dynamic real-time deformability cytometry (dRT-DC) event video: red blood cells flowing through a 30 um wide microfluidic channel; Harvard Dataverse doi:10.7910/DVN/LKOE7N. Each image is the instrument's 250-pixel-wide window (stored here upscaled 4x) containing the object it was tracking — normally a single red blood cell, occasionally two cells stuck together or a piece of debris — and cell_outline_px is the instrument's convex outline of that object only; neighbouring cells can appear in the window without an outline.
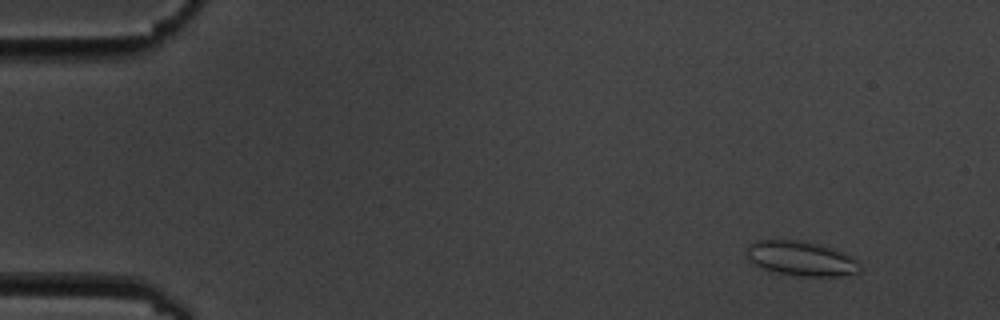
{"species": "common noctule bat (a hibernating species)", "species_latin": "Nyctalus noctula", "temperature_condition": "cold", "stored_images_in_passage": 3, "camera_frame_rate_fps": 3000, "um_per_image_px": 0.085, "animal": {"sex": "male", "body_mass_g": 19.5, "forearm_length_mm": 54.6}, "frame": {"image": 1, "passage_image": 1, "time_ms": 0.0, "image_size_px": [1000, 320], "cell_outline_px": [[864, 268], [860, 272], [840, 276], [804, 276], [780, 272], [764, 268], [748, 260], [748, 248], [756, 240], [796, 240], [816, 244], [840, 252], [856, 260]], "centroid_in_image_um": [68.13, 21.98], "position_along_channel_um": 16.9, "area_um2": 22.14}}